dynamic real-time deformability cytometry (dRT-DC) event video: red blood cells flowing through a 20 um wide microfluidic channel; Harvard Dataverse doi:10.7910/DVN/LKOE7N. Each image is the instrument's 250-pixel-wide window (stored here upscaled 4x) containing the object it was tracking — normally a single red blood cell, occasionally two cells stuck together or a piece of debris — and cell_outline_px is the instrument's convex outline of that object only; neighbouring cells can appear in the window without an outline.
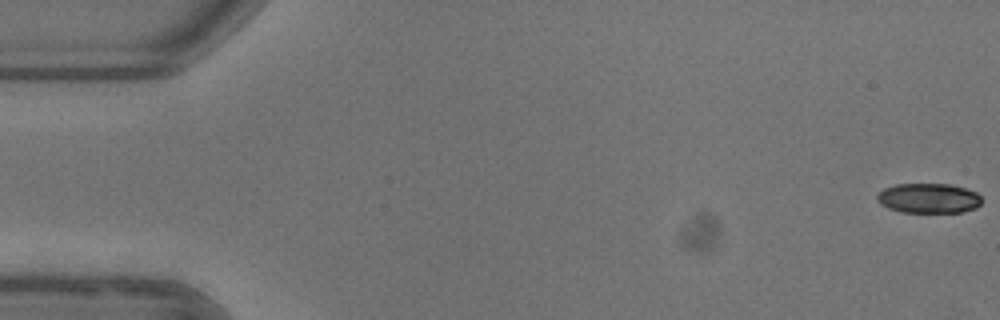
{"species": "common noctule bat (a hibernating species)", "species_latin": "Nyctalus noctula", "temperature_condition": "warm", "stored_images_in_passage": 16, "camera_frame_rate_fps": 3000, "um_per_image_px": 0.085, "animal": {"sex": "female"}, "frame": {"image": 1, "passage_image": 1, "time_ms": 0.0, "image_size_px": [1000, 320], "cell_outline_px": [[980, 204], [976, 208], [960, 212], [900, 212], [888, 208], [880, 204], [876, 200], [876, 196], [884, 188], [896, 184], [948, 184], [964, 188], [976, 192], [980, 196]], "centroid_in_image_um": [78.9, 16.85], "position_along_channel_um": 6.1, "area_um2": 18.15}}
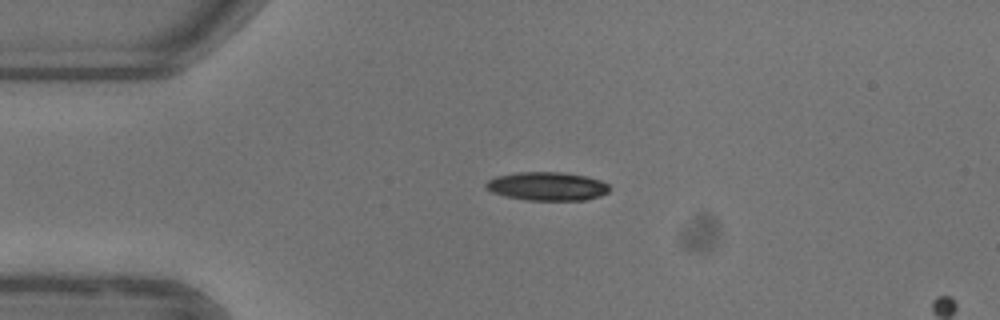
{"frame": {"image": 2, "passage_image": 13, "time_ms": 4.0, "image_size_px": [1000, 320], "cell_outline_px": [[608, 192], [600, 196], [584, 200], [528, 200], [508, 196], [492, 192], [484, 188], [484, 184], [488, 180], [496, 176], [516, 172], [560, 172], [584, 176], [600, 180], [608, 184]], "centroid_in_image_um": [46.48, 15.83], "position_along_channel_um": 38.5, "area_um2": 20.4}}